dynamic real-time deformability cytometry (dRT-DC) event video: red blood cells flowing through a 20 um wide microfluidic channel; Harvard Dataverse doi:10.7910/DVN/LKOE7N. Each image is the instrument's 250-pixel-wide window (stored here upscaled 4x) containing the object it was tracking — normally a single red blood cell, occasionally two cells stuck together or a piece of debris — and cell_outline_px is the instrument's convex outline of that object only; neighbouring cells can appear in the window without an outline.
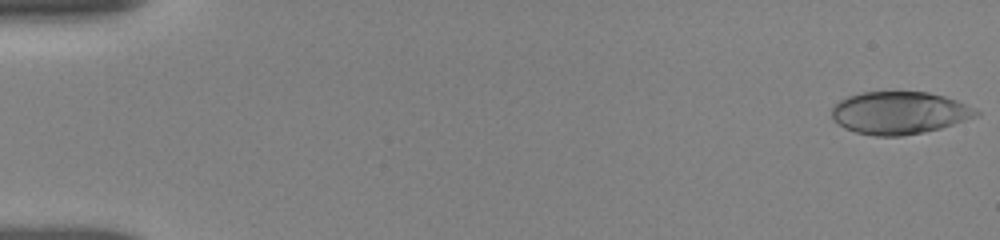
{"species": "human", "species_latin": "Homo sapiens", "temperature_condition": "room temperature", "stored_images_in_passage": 35, "camera_frame_rate_fps": 3000, "um_per_image_px": 0.085, "donor": {"sex": "female"}, "frame": {"image": 1, "passage_image": 1, "time_ms": 0.0, "image_size_px": [1000, 240], "cell_outline_px": [[980, 116], [940, 128], [924, 132], [900, 136], [876, 136], [856, 132], [844, 128], [832, 120], [832, 108], [840, 100], [848, 96], [864, 92], [928, 92], [944, 96], [956, 100], [976, 108], [980, 112]], "centroid_in_image_um": [76.46, 9.59], "position_along_channel_um": 8.5, "area_um2": 35.84}}
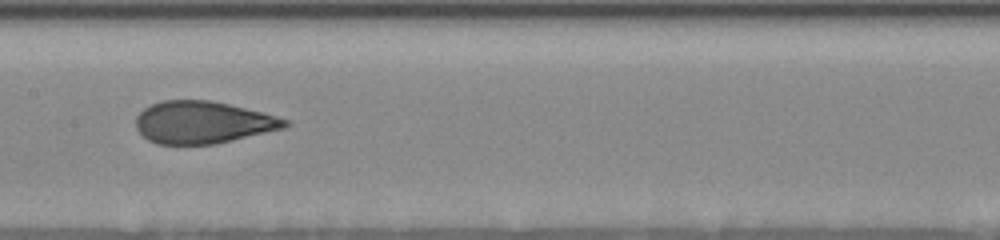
{"frame": {"image": 2, "passage_image": 19, "time_ms": 8.667, "image_size_px": [1000, 240], "cell_outline_px": [[292, 124], [284, 128], [216, 144], [156, 144], [148, 140], [136, 128], [136, 116], [144, 108], [152, 104], [164, 100], [212, 100], [264, 112], [288, 120]], "centroid_in_image_um": [17.25, 10.4], "position_along_channel_um": 190.1, "area_um2": 36.76}}
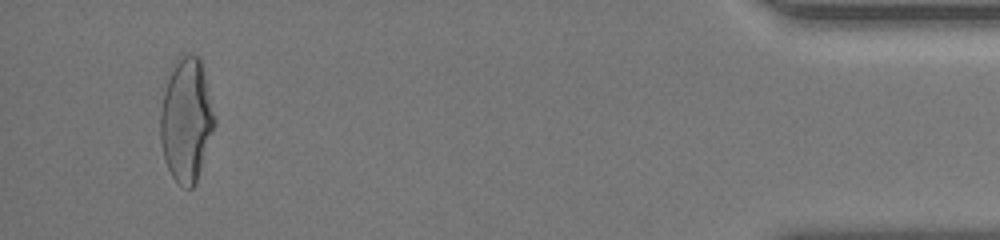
{"frame": {"image": 3, "passage_image": 34, "time_ms": 16.333, "image_size_px": [1000, 240], "cell_outline_px": [[216, 124], [196, 184], [192, 188], [184, 188], [172, 176], [164, 160], [160, 140], [160, 112], [164, 92], [168, 80], [176, 60], [180, 52], [188, 52], [200, 56], [204, 64], [216, 120]], "centroid_in_image_um": [15.87, 10.15], "position_along_channel_um": 419.3, "area_um2": 39.82}, "authors_computed_cell_mechanics": {"area_um2": 36.8186, "velocity_mm_per_s": 3.8423, "shape_relaxation_time_tau1_ms": 5.7603, "shape_relaxation_time_tau2_ms": 0.8892, "deformation_change_tau1": 0.1791, "deformation_change_tau2": 0.0672}}